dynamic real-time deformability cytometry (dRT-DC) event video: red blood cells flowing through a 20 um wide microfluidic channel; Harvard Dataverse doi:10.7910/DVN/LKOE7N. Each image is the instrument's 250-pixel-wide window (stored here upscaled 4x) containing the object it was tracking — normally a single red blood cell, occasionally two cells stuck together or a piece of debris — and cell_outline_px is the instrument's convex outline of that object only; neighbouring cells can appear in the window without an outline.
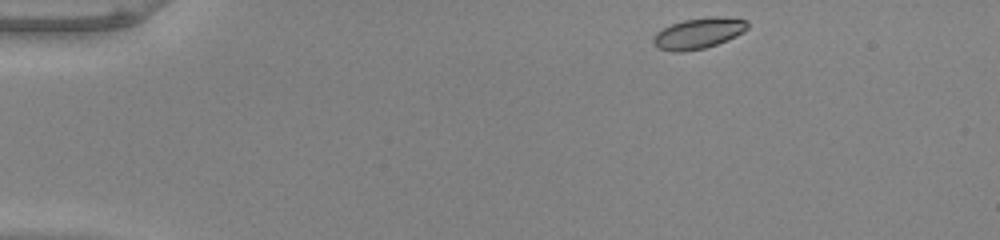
{"species": "common noctule bat (a hibernating species)", "species_latin": "Nyctalus noctula", "temperature_condition": "warm", "stored_images_in_passage": 45, "camera_frame_rate_fps": 3000, "um_per_image_px": 0.085, "animal": {"sex": "male", "body_mass_g": 20.0, "forearm_length_mm": 53.3}, "frame": {"image": 1, "passage_image": 1, "time_ms": 0.0, "image_size_px": [1000, 240], "cell_outline_px": [[748, 28], [744, 32], [728, 40], [704, 48], [680, 52], [672, 52], [656, 48], [652, 40], [656, 32], [672, 24], [684, 20], [712, 16], [716, 16], [748, 20]], "centroid_in_image_um": [59.37, 2.83], "position_along_channel_um": 25.6, "area_um2": 16.94}}
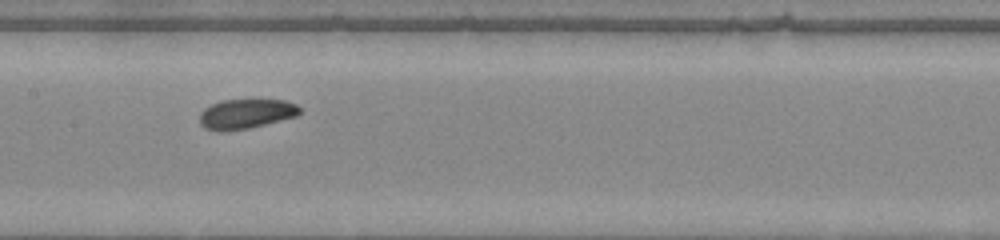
{"frame": {"image": 2, "passage_image": 20, "time_ms": 6.333, "image_size_px": [1000, 240], "cell_outline_px": [[300, 112], [296, 116], [248, 128], [224, 132], [216, 132], [204, 128], [200, 124], [200, 112], [204, 108], [212, 104], [224, 100], [284, 100], [296, 104], [300, 108]], "centroid_in_image_um": [20.86, 9.69], "position_along_channel_um": 186.5, "area_um2": 17.28}}
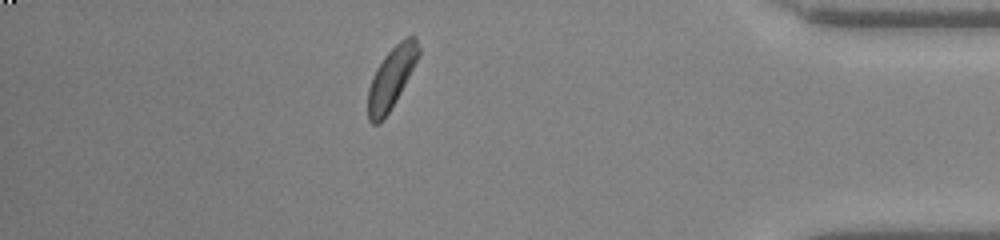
{"frame": {"image": 3, "passage_image": 39, "time_ms": 12.667, "image_size_px": [1000, 240], "cell_outline_px": [[420, 52], [396, 100], [380, 124], [372, 124], [368, 120], [368, 88], [372, 76], [376, 68], [384, 56], [400, 40], [408, 36], [416, 36], [420, 48]], "centroid_in_image_um": [33.24, 6.62], "position_along_channel_um": 402.0, "area_um2": 17.74}, "authors_computed_cell_mechanics": {"area_um2": 17.6868, "velocity_mm_per_s": 3.9593, "shape_relaxation_time_tau1_ms": 3.4165, "shape_relaxation_time_tau2_ms": null, "deformation_change_tau1": 0.1341, "deformation_change_tau2": null}}